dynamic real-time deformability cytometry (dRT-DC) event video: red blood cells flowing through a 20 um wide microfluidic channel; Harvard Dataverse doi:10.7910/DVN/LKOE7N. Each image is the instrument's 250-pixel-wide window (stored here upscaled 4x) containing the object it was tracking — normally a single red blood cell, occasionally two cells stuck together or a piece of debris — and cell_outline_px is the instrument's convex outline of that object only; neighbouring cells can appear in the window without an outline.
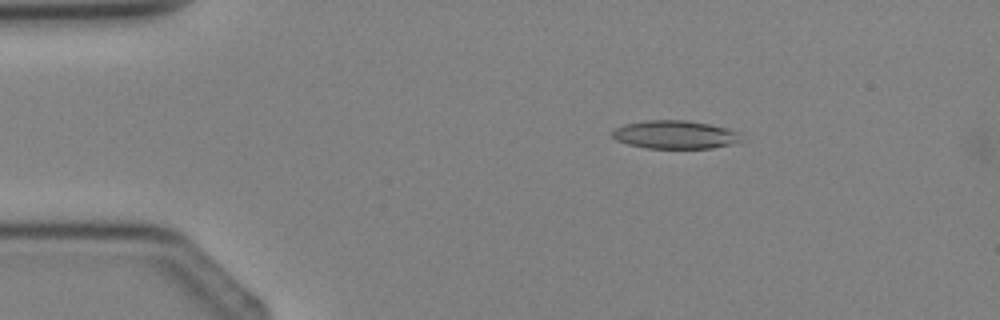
{"species": "Egyptian fruit bat (a non-hibernating species)", "species_latin": "Rousettus aegyptiacus", "temperature_condition": "cold", "stored_images_in_passage": 3, "camera_frame_rate_fps": 3000, "um_per_image_px": 0.085, "animal": {"sex": "female"}, "frame": {"image": 1, "passage_image": 2, "time_ms": 1.333, "image_size_px": [1000, 320], "cell_outline_px": [[740, 140], [728, 144], [712, 148], [648, 148], [628, 144], [616, 140], [612, 136], [612, 132], [616, 128], [624, 124], [648, 120], [688, 120], [708, 124], [724, 128], [736, 132]], "centroid_in_image_um": [57.29, 11.44], "position_along_channel_um": 27.7, "area_um2": 20.75}}